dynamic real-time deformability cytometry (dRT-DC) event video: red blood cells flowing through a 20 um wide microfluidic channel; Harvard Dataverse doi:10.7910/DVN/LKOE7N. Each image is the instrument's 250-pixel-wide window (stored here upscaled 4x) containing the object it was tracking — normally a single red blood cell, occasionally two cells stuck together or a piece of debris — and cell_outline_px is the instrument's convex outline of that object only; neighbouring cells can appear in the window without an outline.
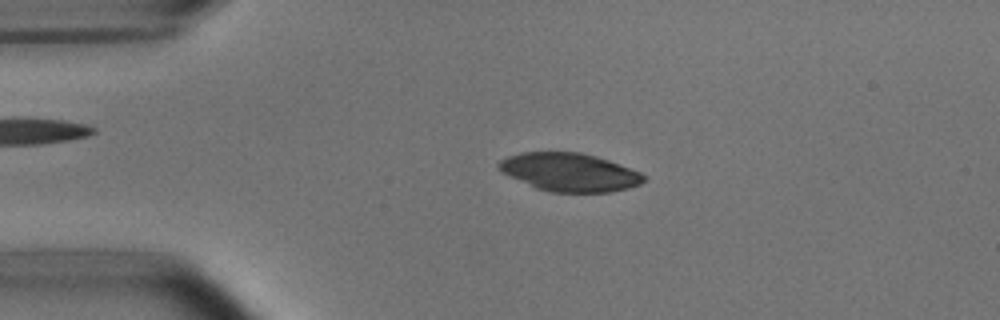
{"species": "common noctule bat (a hibernating species)", "species_latin": "Nyctalus noctula", "temperature_condition": "room temperature", "stored_images_in_passage": 5, "camera_frame_rate_fps": 3000, "um_per_image_px": 0.085, "animal": {"sex": "male", "body_mass_g": 15.6}, "frame": {"image": 1, "passage_image": 4, "time_ms": 3.667, "image_size_px": [1000, 320], "cell_outline_px": [[644, 180], [640, 184], [628, 188], [608, 192], [552, 192], [536, 188], [496, 168], [496, 164], [500, 160], [508, 156], [520, 152], [580, 152], [596, 156], [608, 160], [640, 172], [644, 176]], "centroid_in_image_um": [48.39, 14.63], "position_along_channel_um": 36.6, "area_um2": 31.96}}